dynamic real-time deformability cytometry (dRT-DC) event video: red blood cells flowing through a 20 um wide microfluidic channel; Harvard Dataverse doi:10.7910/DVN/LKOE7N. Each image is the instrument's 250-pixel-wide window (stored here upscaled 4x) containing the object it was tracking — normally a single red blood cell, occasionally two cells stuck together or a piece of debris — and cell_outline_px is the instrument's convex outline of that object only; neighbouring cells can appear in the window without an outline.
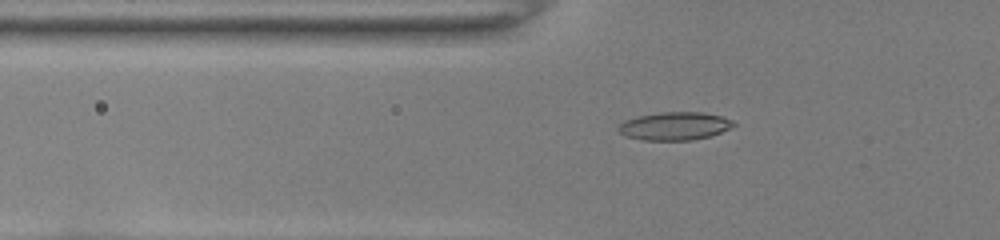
{"species": "common noctule bat (a hibernating species)", "species_latin": "Nyctalus noctula", "temperature_condition": "room temperature", "stored_images_in_passage": 36, "camera_frame_rate_fps": 3000, "um_per_image_px": 0.085, "animal": {"sex": "female", "body_mass_g": 22.0, "forearm_length_mm": 56.7}, "frame": {"image": 1, "passage_image": 4, "time_ms": 1.0, "image_size_px": [1000, 240], "cell_outline_px": [[736, 124], [732, 128], [712, 136], [692, 140], [644, 140], [624, 136], [616, 128], [624, 120], [636, 116], [660, 112], [704, 112], [720, 116], [732, 120]], "centroid_in_image_um": [57.35, 10.71], "position_along_channel_um": 68.5, "area_um2": 19.07}}
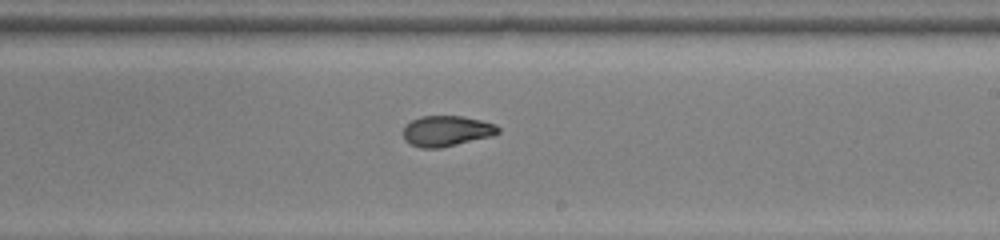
{"frame": {"image": 2, "passage_image": 18, "time_ms": 5.667, "image_size_px": [1000, 240], "cell_outline_px": [[500, 132], [492, 136], [440, 148], [420, 148], [404, 140], [400, 132], [404, 124], [420, 116], [464, 116], [496, 124], [500, 128]], "centroid_in_image_um": [37.91, 11.13], "position_along_channel_um": 251.1, "area_um2": 17.22}}
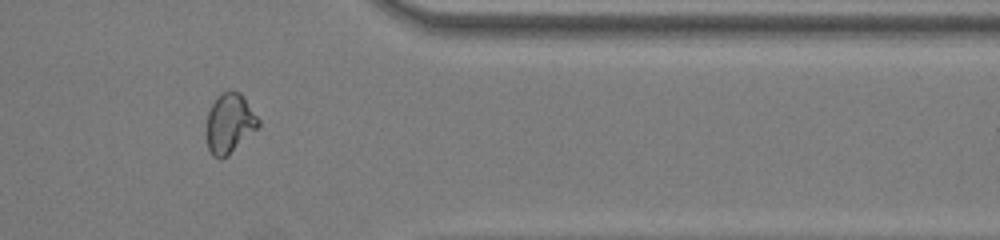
{"frame": {"image": 3, "passage_image": 29, "time_ms": 9.333, "image_size_px": [1000, 240], "cell_outline_px": [[260, 124], [228, 156], [220, 160], [212, 156], [208, 148], [204, 136], [204, 132], [208, 112], [212, 104], [220, 92], [240, 92], [260, 120]], "centroid_in_image_um": [19.45, 10.52], "position_along_channel_um": 391.9, "area_um2": 18.21}, "authors_computed_cell_mechanics": {"area_um2": 17.4556, "velocity_mm_per_s": 4.021, "shape_relaxation_time_tau1_ms": 7.3521, "shape_relaxation_time_tau2_ms": 1.585, "deformation_change_tau1": 0.2624, "deformation_change_tau2": 0.069}}